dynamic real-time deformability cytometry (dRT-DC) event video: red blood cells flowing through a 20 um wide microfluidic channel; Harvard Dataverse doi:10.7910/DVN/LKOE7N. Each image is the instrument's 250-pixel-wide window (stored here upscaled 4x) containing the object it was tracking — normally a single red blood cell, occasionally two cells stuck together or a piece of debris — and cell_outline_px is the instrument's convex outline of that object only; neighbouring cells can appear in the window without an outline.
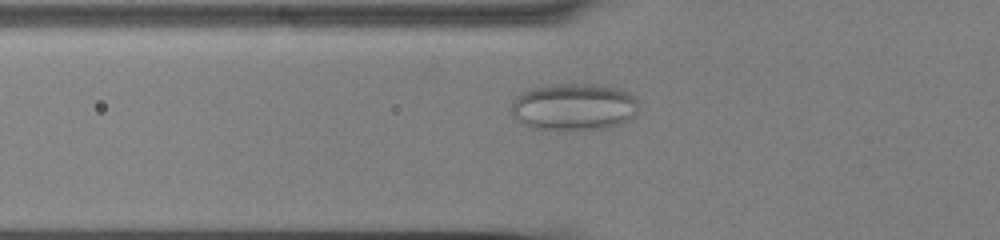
{"species": "common noctule bat (a hibernating species)", "species_latin": "Nyctalus noctula", "temperature_condition": "cold", "stored_images_in_passage": 51, "camera_frame_rate_fps": 3000, "um_per_image_px": 0.085, "animal": {"sex": "male", "body_mass_g": 13.0, "forearm_length_mm": 53.1}, "frame": {"image": 1, "passage_image": 14, "time_ms": 4.333, "image_size_px": [1000, 240], "cell_outline_px": [[640, 100], [636, 116], [620, 124], [608, 128], [584, 132], [528, 128], [516, 120], [512, 116], [512, 100], [520, 92], [532, 88], [552, 84], [600, 84], [616, 88], [628, 92]], "centroid_in_image_um": [48.79, 9.12], "position_along_channel_um": 77.0, "area_um2": 36.24}}
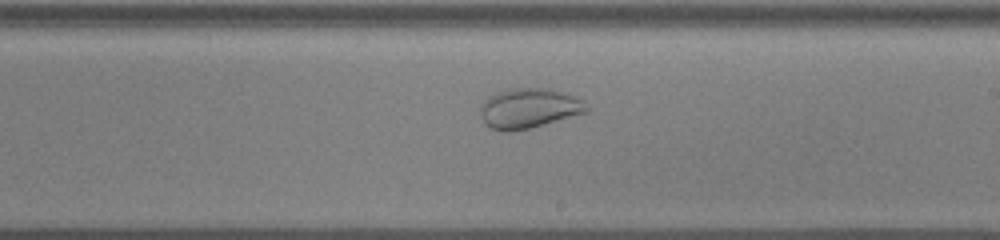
{"frame": {"image": 2, "passage_image": 28, "time_ms": 9.0, "image_size_px": [1000, 240], "cell_outline_px": [[588, 112], [532, 128], [508, 132], [504, 132], [492, 128], [480, 116], [480, 108], [484, 100], [488, 96], [496, 92], [512, 88], [548, 88], [564, 92], [580, 100], [588, 108]], "centroid_in_image_um": [44.94, 9.21], "position_along_channel_um": 244.1, "area_um2": 24.68}}
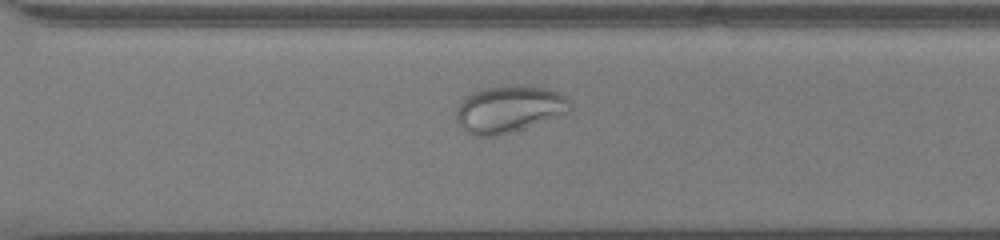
{"frame": {"image": 3, "passage_image": 35, "time_ms": 11.333, "image_size_px": [1000, 240], "cell_outline_px": [[572, 108], [568, 112], [496, 136], [476, 136], [460, 128], [456, 120], [456, 112], [460, 104], [472, 92], [484, 88], [504, 84], [520, 84], [548, 88], [564, 96], [568, 100]], "centroid_in_image_um": [43.23, 9.23], "position_along_channel_um": 327.4, "area_um2": 30.75}}